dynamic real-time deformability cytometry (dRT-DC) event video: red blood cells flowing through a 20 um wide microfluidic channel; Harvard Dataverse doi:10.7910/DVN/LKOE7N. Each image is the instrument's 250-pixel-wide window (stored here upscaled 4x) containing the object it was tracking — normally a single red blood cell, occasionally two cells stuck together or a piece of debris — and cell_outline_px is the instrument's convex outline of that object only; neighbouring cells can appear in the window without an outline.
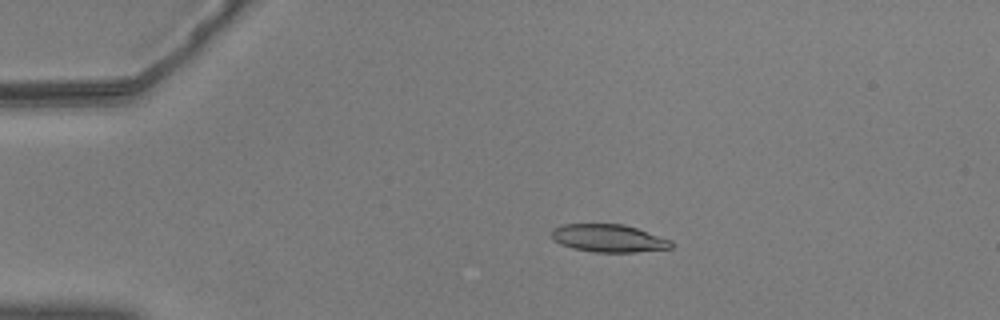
{"species": "common noctule bat (a hibernating species)", "species_latin": "Nyctalus noctula", "temperature_condition": "warm", "stored_images_in_passage": 18, "camera_frame_rate_fps": 3000, "um_per_image_px": 0.085, "animal": {"sex": "male", "body_mass_g": 20.5, "forearm_length_mm": 52.5}, "frame": {"image": 1, "passage_image": 12, "time_ms": 3.667, "image_size_px": [1000, 320], "cell_outline_px": [[672, 248], [636, 252], [596, 252], [572, 248], [560, 244], [552, 240], [552, 228], [560, 224], [624, 224], [672, 240]], "centroid_in_image_um": [51.7, 20.25], "position_along_channel_um": 33.3, "area_um2": 19.42}}